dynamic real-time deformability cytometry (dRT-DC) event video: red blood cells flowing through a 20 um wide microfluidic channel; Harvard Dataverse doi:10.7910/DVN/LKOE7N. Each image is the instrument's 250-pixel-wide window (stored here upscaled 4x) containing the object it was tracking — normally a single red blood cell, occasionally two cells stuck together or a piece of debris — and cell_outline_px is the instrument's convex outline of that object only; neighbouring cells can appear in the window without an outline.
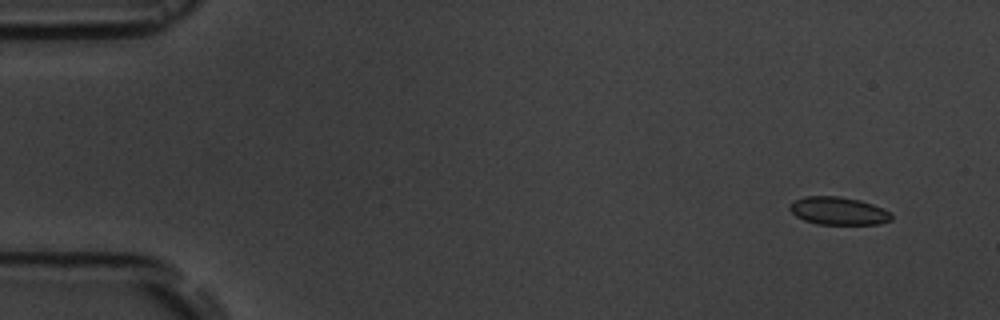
{"species": "common noctule bat (a hibernating species)", "species_latin": "Nyctalus noctula", "temperature_condition": "room temperature", "stored_images_in_passage": 5, "camera_frame_rate_fps": 3000, "um_per_image_px": 0.085, "animal": {"sex": "male", "body_mass_g": 19.5, "forearm_length_mm": 54.6}, "frame": {"image": 1, "passage_image": 1, "time_ms": 0.0, "image_size_px": [1000, 320], "cell_outline_px": [[892, 220], [880, 224], [816, 224], [804, 220], [796, 216], [788, 208], [788, 204], [804, 196], [840, 196], [860, 200], [884, 208], [892, 212]], "centroid_in_image_um": [71.28, 17.92], "position_along_channel_um": 13.7, "area_um2": 16.7}}